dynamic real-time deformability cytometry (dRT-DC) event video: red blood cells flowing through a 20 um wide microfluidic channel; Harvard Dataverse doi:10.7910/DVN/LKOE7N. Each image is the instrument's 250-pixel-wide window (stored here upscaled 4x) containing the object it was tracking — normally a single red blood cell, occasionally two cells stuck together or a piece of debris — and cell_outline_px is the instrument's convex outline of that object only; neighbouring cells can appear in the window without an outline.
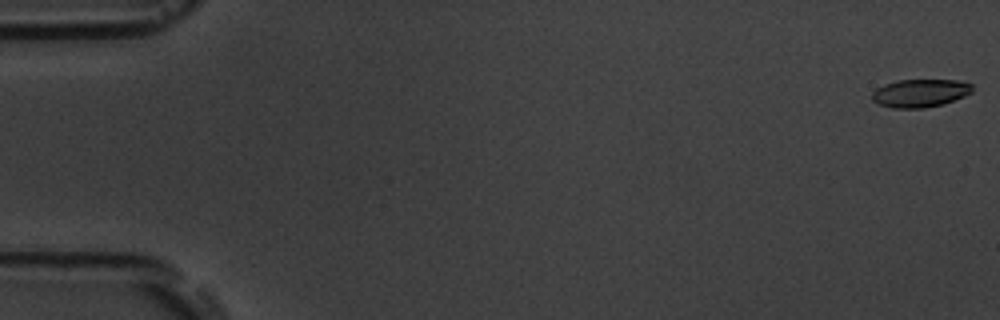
{"species": "common noctule bat (a hibernating species)", "species_latin": "Nyctalus noctula", "temperature_condition": "room temperature", "stored_images_in_passage": 5, "camera_frame_rate_fps": 3000, "um_per_image_px": 0.085, "animal": {"sex": "male", "body_mass_g": 19.5, "forearm_length_mm": 54.6}, "frame": {"image": 1, "passage_image": 1, "time_ms": 0.0, "image_size_px": [1000, 320], "cell_outline_px": [[972, 92], [964, 96], [944, 104], [924, 108], [892, 108], [880, 104], [872, 100], [872, 92], [876, 88], [884, 84], [896, 80], [956, 80], [972, 84]], "centroid_in_image_um": [78.19, 7.91], "position_along_channel_um": 6.8, "area_um2": 16.42}}